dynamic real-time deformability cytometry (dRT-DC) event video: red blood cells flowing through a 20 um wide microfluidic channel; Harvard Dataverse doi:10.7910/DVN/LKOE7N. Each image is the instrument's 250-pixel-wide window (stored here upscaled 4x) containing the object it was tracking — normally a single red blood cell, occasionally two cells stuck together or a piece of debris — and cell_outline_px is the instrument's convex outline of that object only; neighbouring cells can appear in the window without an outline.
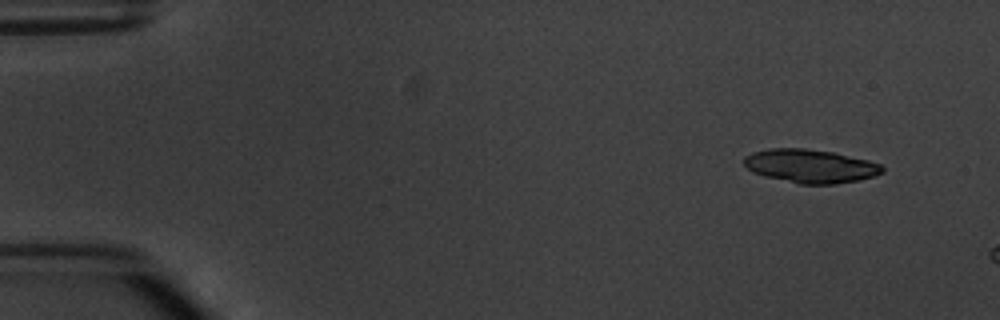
{"species": "common noctule bat (a hibernating species)", "species_latin": "Nyctalus noctula", "temperature_condition": "warm", "stored_images_in_passage": 4, "camera_frame_rate_fps": 3000, "um_per_image_px": 0.085, "animal": {"sex": "male", "body_mass_g": 20.1, "forearm_length_mm": 53.5}, "frame": {"image": 1, "passage_image": 2, "time_ms": 1.333, "image_size_px": [1000, 320], "cell_outline_px": [[884, 172], [860, 180], [836, 184], [800, 184], [764, 176], [752, 172], [744, 164], [744, 156], [752, 152], [768, 148], [804, 148], [832, 152], [868, 160], [880, 164], [884, 168]], "centroid_in_image_um": [68.86, 14.11], "position_along_channel_um": 16.1, "area_um2": 27.05}}